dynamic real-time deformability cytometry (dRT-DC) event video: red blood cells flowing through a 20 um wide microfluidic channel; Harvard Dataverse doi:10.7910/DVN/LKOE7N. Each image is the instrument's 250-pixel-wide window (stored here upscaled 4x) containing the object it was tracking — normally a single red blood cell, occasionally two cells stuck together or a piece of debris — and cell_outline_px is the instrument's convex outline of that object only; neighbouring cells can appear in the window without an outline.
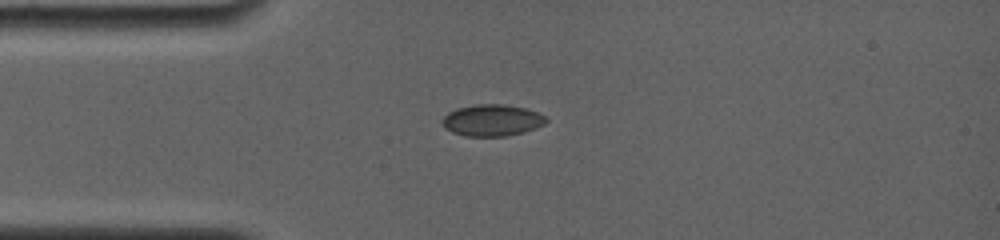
{"species": "common noctule bat (a hibernating species)", "species_latin": "Nyctalus noctula", "temperature_condition": "room temperature", "stored_images_in_passage": 56, "camera_frame_rate_fps": 4000, "um_per_image_px": 0.085, "animal": {"sex": "female", "body_mass_g": 19.0, "forearm_length_mm": 56.7}, "frame": {"image": 1, "passage_image": 1, "time_ms": 0.0, "image_size_px": [1000, 240], "cell_outline_px": [[548, 120], [544, 124], [536, 128], [524, 132], [504, 136], [464, 136], [452, 132], [440, 120], [448, 112], [456, 108], [476, 104], [504, 104], [528, 108], [544, 116]], "centroid_in_image_um": [41.83, 10.21], "position_along_channel_um": 43.2, "area_um2": 19.13}}
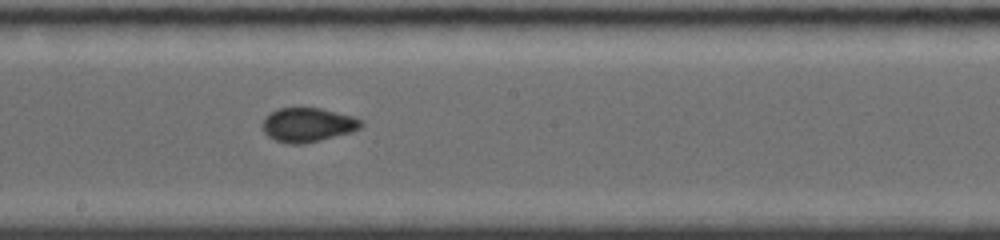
{"frame": {"image": 2, "passage_image": 22, "time_ms": 5.0, "image_size_px": [1000, 240], "cell_outline_px": [[364, 124], [360, 128], [352, 132], [304, 144], [288, 144], [276, 140], [268, 136], [264, 132], [264, 116], [280, 108], [320, 108], [352, 116], [364, 120]], "centroid_in_image_um": [26.2, 10.61], "position_along_channel_um": 222.0, "area_um2": 19.54}}
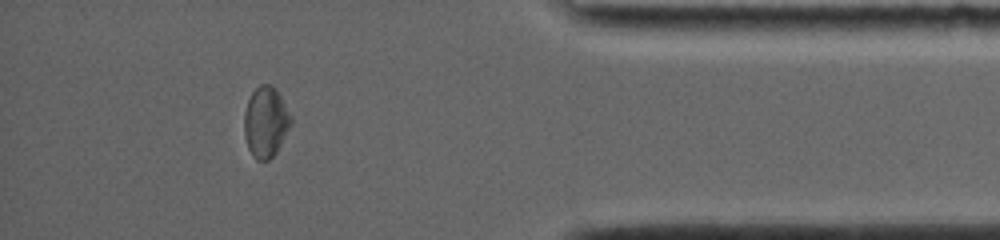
{"frame": {"image": 3, "passage_image": 46, "time_ms": 10.5, "image_size_px": [1000, 240], "cell_outline_px": [[292, 124], [276, 152], [268, 160], [256, 160], [252, 156], [248, 148], [244, 136], [244, 112], [248, 100], [252, 92], [260, 84], [272, 84], [276, 88], [292, 116]], "centroid_in_image_um": [22.59, 10.36], "position_along_channel_um": 412.6, "area_um2": 19.42}, "authors_computed_cell_mechanics": {"area_um2": 19.074, "velocity_mm_per_s": 3.8591, "shape_relaxation_time_tau1_ms": null, "shape_relaxation_time_tau2_ms": 1.4146, "deformation_change_tau1": null, "deformation_change_tau2": 0.0405}}